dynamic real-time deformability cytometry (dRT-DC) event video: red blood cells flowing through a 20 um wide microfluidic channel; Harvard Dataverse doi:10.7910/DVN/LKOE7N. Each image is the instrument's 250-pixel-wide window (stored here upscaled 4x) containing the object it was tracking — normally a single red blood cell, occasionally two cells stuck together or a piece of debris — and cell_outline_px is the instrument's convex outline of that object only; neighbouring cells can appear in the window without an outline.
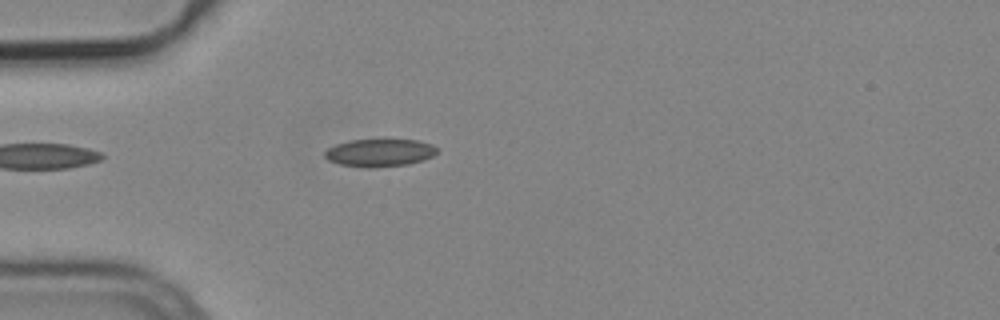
{"species": "common noctule bat (a hibernating species)", "species_latin": "Nyctalus noctula", "temperature_condition": "cold", "stored_images_in_passage": 3, "camera_frame_rate_fps": 3000, "um_per_image_px": 0.085, "animal": {"sex": "male", "body_mass_g": 19.2, "forearm_length_mm": 51.8}, "frame": {"image": 1, "passage_image": 3, "time_ms": 0.667, "image_size_px": [1000, 320], "cell_outline_px": [[436, 152], [432, 156], [424, 160], [408, 164], [372, 168], [364, 168], [340, 164], [328, 160], [324, 156], [324, 152], [328, 148], [336, 144], [348, 140], [420, 140], [432, 144], [436, 148]], "centroid_in_image_um": [32.25, 12.99], "position_along_channel_um": 52.8, "area_um2": 18.15}}